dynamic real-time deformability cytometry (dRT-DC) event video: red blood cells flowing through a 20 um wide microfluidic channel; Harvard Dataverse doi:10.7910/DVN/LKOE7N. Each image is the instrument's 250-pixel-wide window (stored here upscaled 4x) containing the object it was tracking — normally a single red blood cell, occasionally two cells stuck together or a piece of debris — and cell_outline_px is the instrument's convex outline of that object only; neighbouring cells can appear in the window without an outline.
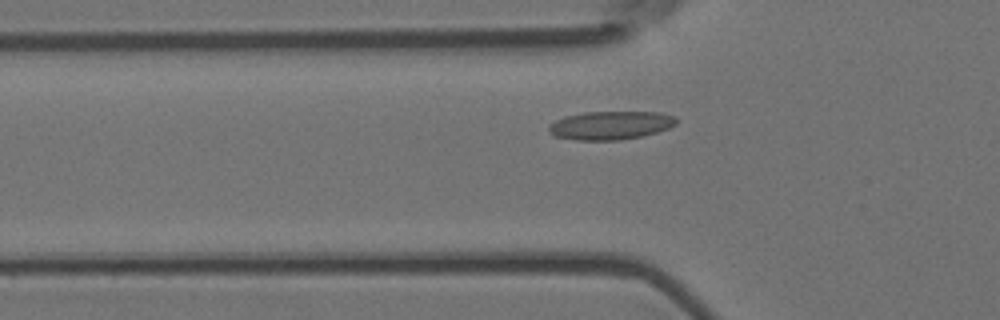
{"species": "Egyptian fruit bat (a non-hibernating species)", "species_latin": "Rousettus aegyptiacus", "temperature_condition": "room temperature", "stored_images_in_passage": 41, "camera_frame_rate_fps": 3000, "um_per_image_px": 0.085, "animal": {"sex": "female"}, "frame": {"image": 1, "passage_image": 8, "time_ms": 2.333, "image_size_px": [1000, 320], "cell_outline_px": [[676, 124], [668, 128], [656, 132], [640, 136], [620, 140], [576, 140], [552, 136], [548, 132], [548, 124], [564, 116], [584, 112], [660, 112], [676, 116]], "centroid_in_image_um": [51.84, 10.65], "position_along_channel_um": 74.0, "area_um2": 21.27}}
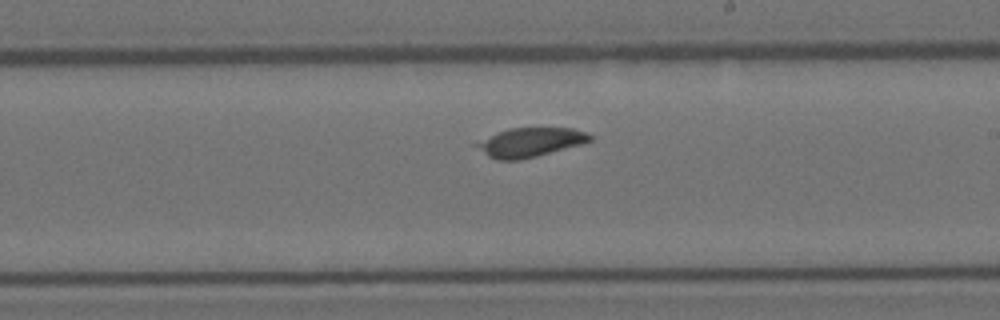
{"frame": {"image": 2, "passage_image": 22, "time_ms": 7.0, "image_size_px": [1000, 320], "cell_outline_px": [[592, 140], [580, 144], [536, 156], [520, 160], [496, 160], [488, 156], [472, 144], [508, 128], [572, 128], [588, 132], [592, 136]], "centroid_in_image_um": [45.06, 12.09], "position_along_channel_um": 243.9, "area_um2": 19.02}}
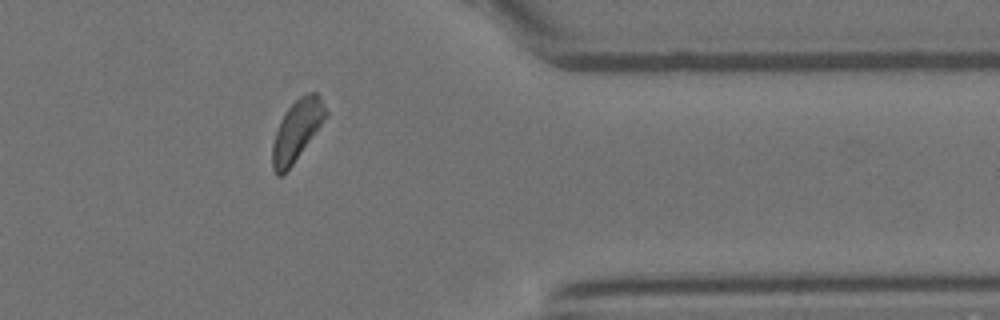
{"frame": {"image": 3, "passage_image": 35, "time_ms": 11.333, "image_size_px": [1000, 320], "cell_outline_px": [[328, 112], [324, 120], [292, 164], [280, 176], [276, 176], [272, 168], [272, 144], [280, 120], [288, 108], [300, 96], [308, 92], [316, 92], [320, 96]], "centroid_in_image_um": [25.22, 11.06], "position_along_channel_um": 386.2, "area_um2": 18.44}}